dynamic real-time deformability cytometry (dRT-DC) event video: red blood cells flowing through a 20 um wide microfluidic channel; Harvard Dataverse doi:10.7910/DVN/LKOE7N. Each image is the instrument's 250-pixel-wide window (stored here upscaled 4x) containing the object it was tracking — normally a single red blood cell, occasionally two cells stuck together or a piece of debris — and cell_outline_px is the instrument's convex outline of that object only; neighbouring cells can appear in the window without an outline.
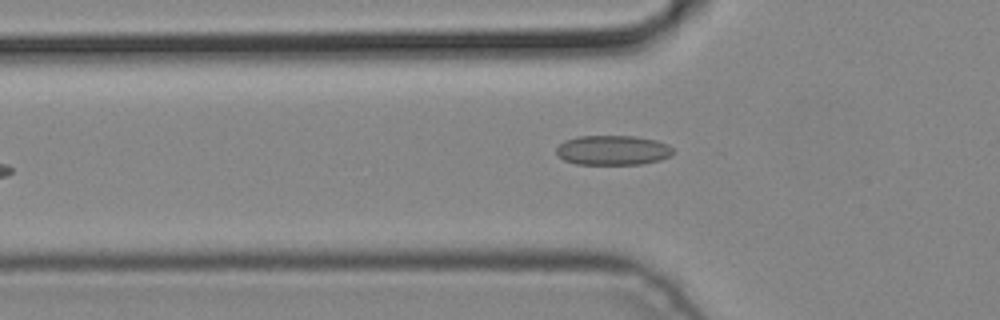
{"species": "common noctule bat (a hibernating species)", "species_latin": "Nyctalus noctula", "temperature_condition": "cold", "stored_images_in_passage": 7, "camera_frame_rate_fps": 3000, "um_per_image_px": 0.085, "animal": {"sex": "male", "body_mass_g": 19.2, "forearm_length_mm": 51.8}, "frame": {"image": 1, "passage_image": 6, "time_ms": 1.667, "image_size_px": [1000, 320], "cell_outline_px": [[672, 152], [668, 156], [660, 160], [640, 164], [576, 164], [564, 160], [556, 156], [556, 148], [564, 140], [576, 136], [632, 136], [656, 140], [668, 144], [672, 148]], "centroid_in_image_um": [52.03, 12.76], "position_along_channel_um": 73.8, "area_um2": 20.23}}